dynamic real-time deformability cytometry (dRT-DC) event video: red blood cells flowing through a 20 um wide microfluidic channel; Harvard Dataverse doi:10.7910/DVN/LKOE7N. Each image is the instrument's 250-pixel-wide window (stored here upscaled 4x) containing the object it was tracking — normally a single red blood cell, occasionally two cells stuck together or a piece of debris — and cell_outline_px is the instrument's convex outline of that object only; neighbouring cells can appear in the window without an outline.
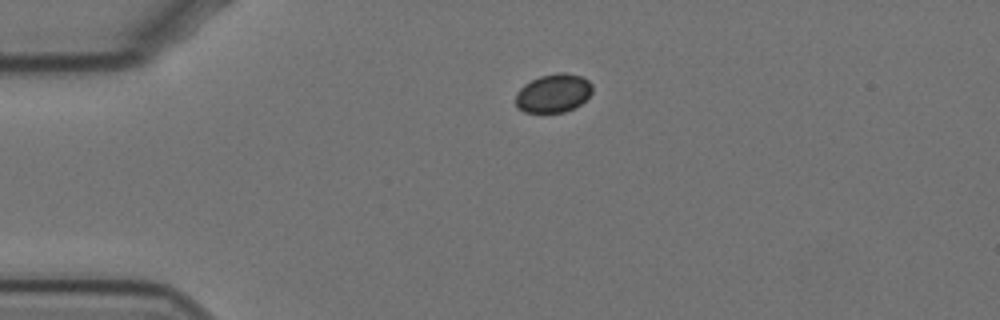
{"species": "Egyptian fruit bat (a non-hibernating species)", "species_latin": "Rousettus aegyptiacus", "temperature_condition": "cold", "stored_images_in_passage": 6, "camera_frame_rate_fps": 3000, "um_per_image_px": 0.085, "animal": {"sex": "female"}, "frame": {"image": 1, "passage_image": 1, "time_ms": 0.0, "image_size_px": [1000, 320], "cell_outline_px": [[592, 92], [576, 108], [564, 112], [524, 112], [516, 108], [516, 92], [524, 84], [540, 76], [556, 72], [564, 72], [584, 76], [592, 84]], "centroid_in_image_um": [47.04, 7.91], "position_along_channel_um": 38.0, "area_um2": 17.46}}